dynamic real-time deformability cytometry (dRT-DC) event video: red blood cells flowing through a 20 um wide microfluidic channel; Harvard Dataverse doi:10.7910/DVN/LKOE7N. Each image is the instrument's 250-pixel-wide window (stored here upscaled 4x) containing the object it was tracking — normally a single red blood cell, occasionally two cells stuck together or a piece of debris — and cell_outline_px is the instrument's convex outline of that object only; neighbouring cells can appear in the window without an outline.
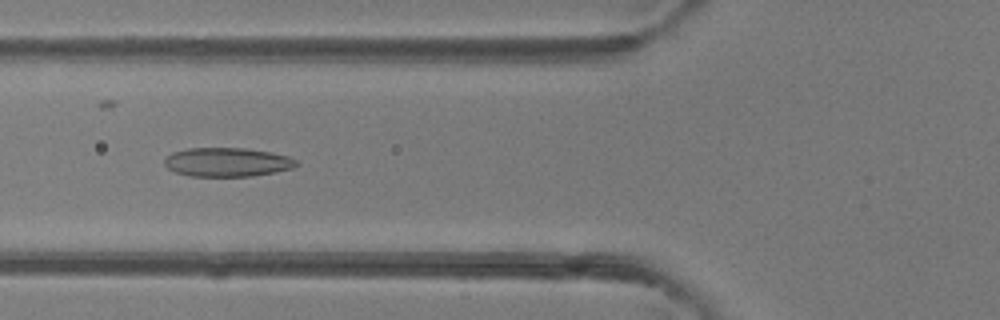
{"species": "common noctule bat (a hibernating species)", "species_latin": "Nyctalus noctula", "temperature_condition": "room temperature", "stored_images_in_passage": 32, "camera_frame_rate_fps": 3000, "um_per_image_px": 0.085, "animal": {"sex": "female"}, "frame": {"image": 1, "passage_image": 5, "time_ms": 1.333, "image_size_px": [1000, 320], "cell_outline_px": [[300, 164], [292, 168], [276, 172], [252, 176], [192, 176], [176, 172], [168, 168], [164, 164], [164, 160], [172, 152], [188, 148], [244, 148], [272, 152], [288, 156], [296, 160]], "centroid_in_image_um": [19.34, 13.78], "position_along_channel_um": 106.5, "area_um2": 22.25}}
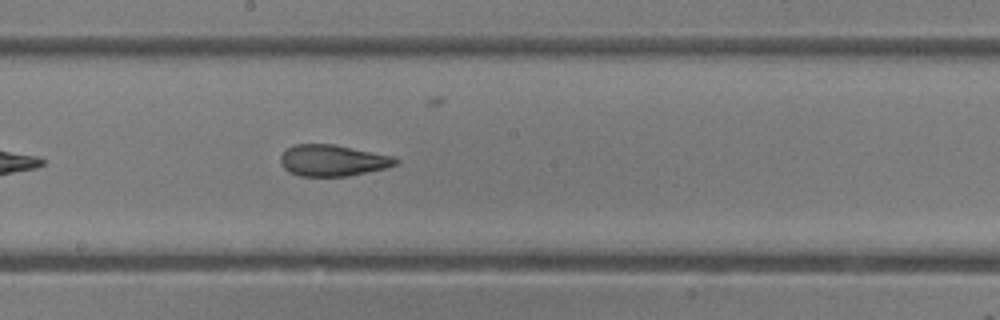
{"frame": {"image": 2, "passage_image": 13, "time_ms": 4.0, "image_size_px": [1000, 320], "cell_outline_px": [[400, 160], [396, 164], [388, 168], [348, 176], [300, 176], [288, 172], [284, 168], [280, 160], [280, 156], [288, 148], [296, 144], [336, 144], [396, 156]], "centroid_in_image_um": [28.34, 13.63], "position_along_channel_um": 219.9, "area_um2": 21.33}}
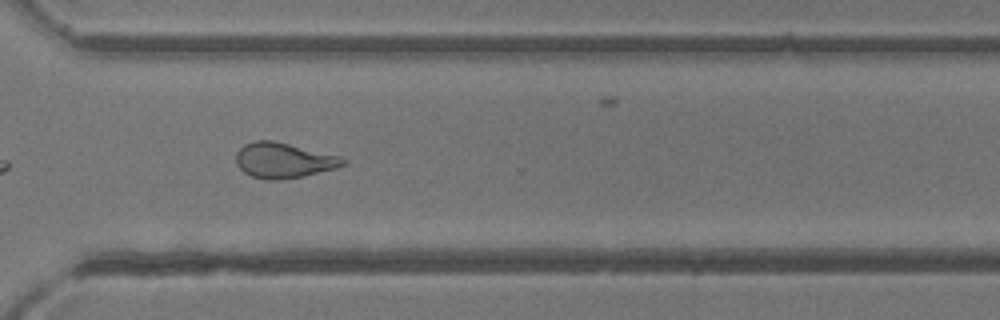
{"frame": {"image": 3, "passage_image": 22, "time_ms": 7.0, "image_size_px": [1000, 320], "cell_outline_px": [[348, 164], [336, 168], [304, 176], [280, 180], [268, 180], [252, 176], [244, 172], [236, 164], [236, 152], [244, 144], [256, 140], [272, 140], [340, 156], [348, 160]], "centroid_in_image_um": [24.12, 13.63], "position_along_channel_um": 346.5, "area_um2": 22.08}, "authors_computed_cell_mechanics": {"area_um2": 21.675, "velocity_mm_per_s": 4.2374, "shape_relaxation_time_tau1_ms": null, "shape_relaxation_time_tau2_ms": 2.0064, "deformation_change_tau1": null, "deformation_change_tau2": 0.103}}